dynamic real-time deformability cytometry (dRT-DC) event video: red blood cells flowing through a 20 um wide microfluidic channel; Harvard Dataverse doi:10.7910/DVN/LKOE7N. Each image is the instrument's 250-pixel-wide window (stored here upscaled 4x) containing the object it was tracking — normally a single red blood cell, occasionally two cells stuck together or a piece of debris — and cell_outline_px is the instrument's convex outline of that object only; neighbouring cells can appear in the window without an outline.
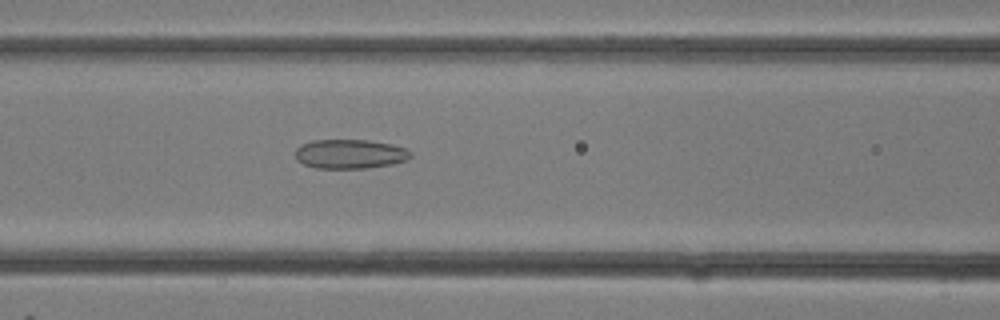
{"species": "common noctule bat (a hibernating species)", "species_latin": "Nyctalus noctula", "temperature_condition": "room temperature", "stored_images_in_passage": 6, "camera_frame_rate_fps": 3000, "um_per_image_px": 0.085, "animal": {"sex": "female"}, "frame": {"image": 1, "passage_image": 4, "time_ms": 1.0, "image_size_px": [1000, 320], "cell_outline_px": [[412, 156], [408, 160], [392, 164], [368, 168], [316, 168], [304, 164], [296, 160], [296, 148], [300, 144], [312, 140], [368, 140], [392, 144], [404, 148], [412, 152]], "centroid_in_image_um": [29.75, 13.08], "position_along_channel_um": 136.8, "area_um2": 19.83}}
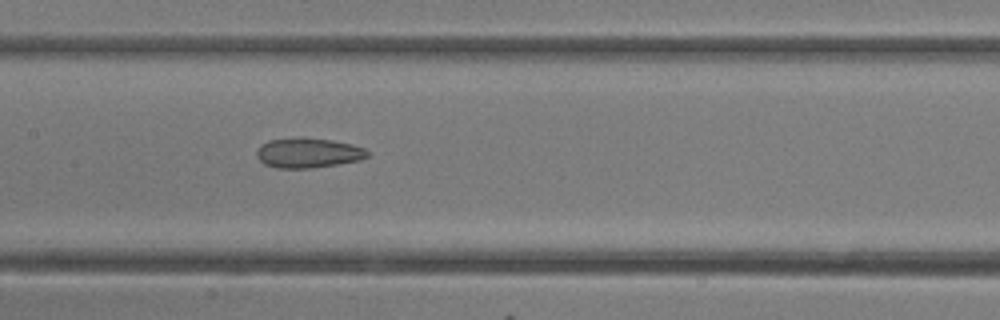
{"frame": {"image": 2, "passage_image": 6, "time_ms": 1.667, "image_size_px": [1000, 320], "cell_outline_px": [[372, 152], [368, 156], [360, 160], [312, 168], [276, 168], [264, 164], [256, 156], [256, 152], [260, 144], [268, 140], [296, 136], [304, 136], [332, 140], [352, 144], [364, 148]], "centroid_in_image_um": [26.18, 12.97], "position_along_channel_um": 181.2, "area_um2": 19.77}}